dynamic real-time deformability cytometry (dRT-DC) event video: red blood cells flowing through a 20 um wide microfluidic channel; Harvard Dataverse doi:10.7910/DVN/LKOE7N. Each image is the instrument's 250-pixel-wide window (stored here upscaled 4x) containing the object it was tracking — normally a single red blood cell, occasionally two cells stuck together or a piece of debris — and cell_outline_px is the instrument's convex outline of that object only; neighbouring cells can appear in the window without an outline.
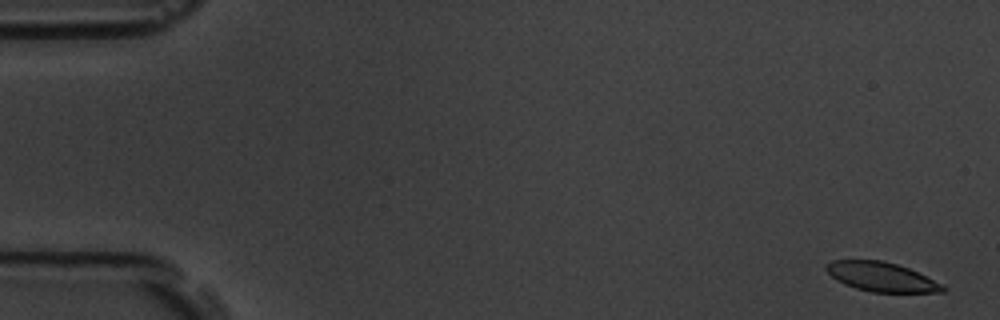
{"species": "common noctule bat (a hibernating species)", "species_latin": "Nyctalus noctula", "temperature_condition": "room temperature", "stored_images_in_passage": 15, "camera_frame_rate_fps": 3000, "um_per_image_px": 0.085, "animal": {"sex": "male", "body_mass_g": 19.5, "forearm_length_mm": 54.6}, "frame": {"image": 1, "passage_image": 1, "time_ms": 0.0, "image_size_px": [1000, 320], "cell_outline_px": [[948, 288], [944, 292], [872, 292], [856, 288], [844, 284], [836, 280], [824, 268], [824, 264], [832, 260], [884, 260], [908, 268], [944, 284]], "centroid_in_image_um": [74.93, 23.53], "position_along_channel_um": 10.1, "area_um2": 20.0}}
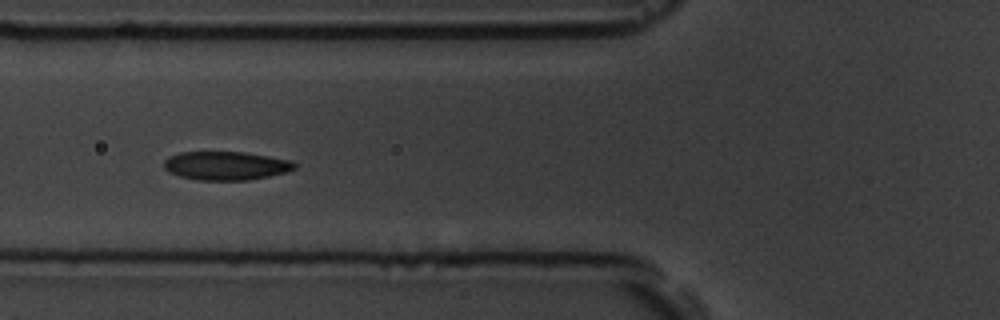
{"frame": {"image": 2, "passage_image": 6, "time_ms": 6.667, "image_size_px": [1000, 320], "cell_outline_px": [[296, 168], [288, 172], [248, 180], [196, 180], [180, 176], [168, 172], [164, 168], [164, 160], [168, 156], [180, 152], [244, 152], [292, 160], [296, 164]], "centroid_in_image_um": [19.2, 14.08], "position_along_channel_um": 106.6, "area_um2": 21.91}}
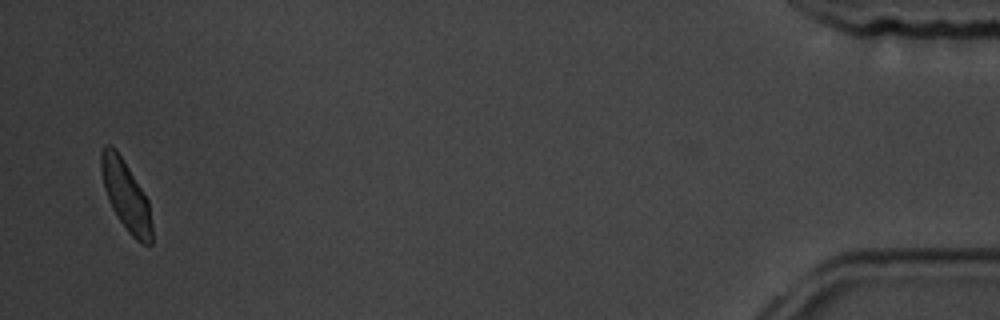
{"frame": {"image": 3, "passage_image": 15, "time_ms": 18.0, "image_size_px": [1000, 320], "cell_outline_px": [[152, 244], [140, 244], [128, 232], [112, 208], [108, 200], [104, 188], [100, 168], [100, 152], [104, 144], [112, 144], [116, 148], [148, 200], [152, 228]], "centroid_in_image_um": [10.68, 16.59], "position_along_channel_um": 424.5, "area_um2": 20.63}, "authors_computed_cell_mechanics": {"area_um2": 21.8484, "velocity_mm_per_s": 3.5599, "shape_relaxation_time_tau1_ms": 3.1788, "shape_relaxation_time_tau2_ms": 3.1118, "deformation_change_tau1": 0.1033, "deformation_change_tau2": 0.0429}}